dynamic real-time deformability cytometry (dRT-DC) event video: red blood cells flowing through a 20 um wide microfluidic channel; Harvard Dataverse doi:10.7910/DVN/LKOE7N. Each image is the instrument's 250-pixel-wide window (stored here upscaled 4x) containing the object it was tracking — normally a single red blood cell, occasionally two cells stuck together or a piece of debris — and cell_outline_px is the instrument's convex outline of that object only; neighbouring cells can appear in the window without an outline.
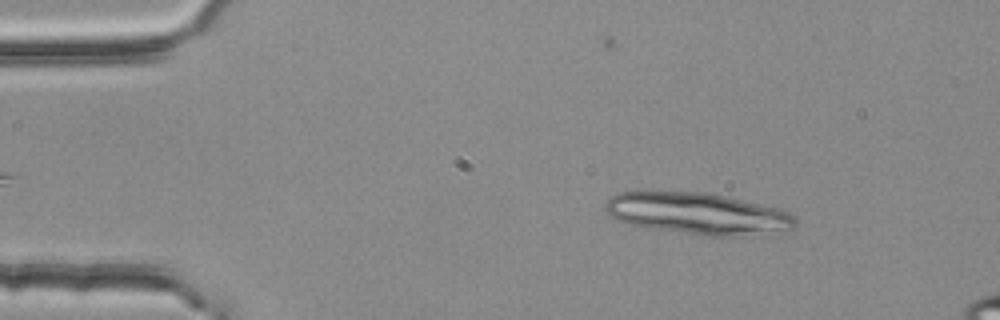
{"species": "common noctule bat (a hibernating species)", "species_latin": "Nyctalus noctula", "temperature_condition": "room temperature", "stored_images_in_passage": 3, "camera_frame_rate_fps": 3000, "um_per_image_px": 0.085, "animal": {"sex": "female", "body_mass_g": 25.1}, "frame": {"image": 1, "passage_image": 1, "time_ms": 0.0, "image_size_px": [1000, 320], "cell_outline_px": [[796, 224], [792, 228], [740, 236], [704, 236], [652, 228], [628, 224], [612, 216], [604, 208], [604, 204], [612, 196], [620, 192], [704, 192], [724, 196], [760, 204], [776, 208], [788, 212], [796, 220]], "centroid_in_image_um": [59.27, 18.15], "position_along_channel_um": 25.7, "area_um2": 45.26}}